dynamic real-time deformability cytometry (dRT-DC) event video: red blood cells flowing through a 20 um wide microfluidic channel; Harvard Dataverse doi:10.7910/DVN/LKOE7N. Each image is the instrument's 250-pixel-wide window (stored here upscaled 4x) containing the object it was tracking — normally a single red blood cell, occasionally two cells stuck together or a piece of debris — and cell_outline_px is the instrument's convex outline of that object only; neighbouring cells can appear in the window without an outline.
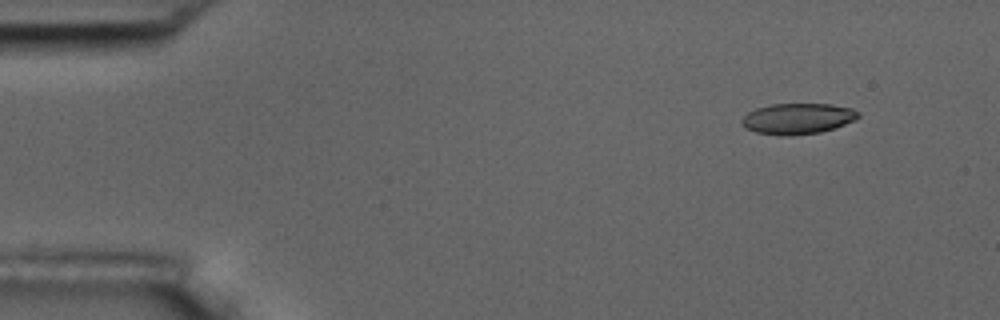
{"species": "common noctule bat (a hibernating species)", "species_latin": "Nyctalus noctula", "temperature_condition": "room temperature", "stored_images_in_passage": 4, "camera_frame_rate_fps": 3000, "um_per_image_px": 0.085, "animal": {"sex": "male", "body_mass_g": 17.5, "forearm_length_mm": 52.3}, "frame": {"image": 1, "passage_image": 1, "time_ms": 0.0, "image_size_px": [1000, 320], "cell_outline_px": [[860, 116], [856, 120], [836, 128], [820, 132], [788, 136], [780, 136], [756, 132], [744, 128], [740, 124], [740, 120], [748, 112], [756, 108], [772, 104], [832, 104], [852, 108], [860, 112]], "centroid_in_image_um": [67.81, 10.09], "position_along_channel_um": 17.2, "area_um2": 21.27}}
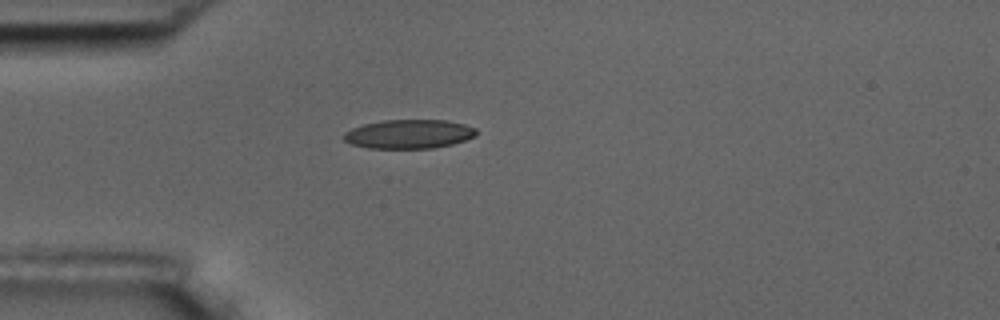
{"frame": {"image": 2, "passage_image": 4, "time_ms": 3.333, "image_size_px": [1000, 320], "cell_outline_px": [[476, 136], [452, 144], [432, 148], [368, 148], [348, 144], [340, 136], [344, 132], [352, 128], [364, 124], [384, 120], [448, 120], [464, 124], [476, 128]], "centroid_in_image_um": [34.71, 11.39], "position_along_channel_um": 50.3, "area_um2": 22.54}}